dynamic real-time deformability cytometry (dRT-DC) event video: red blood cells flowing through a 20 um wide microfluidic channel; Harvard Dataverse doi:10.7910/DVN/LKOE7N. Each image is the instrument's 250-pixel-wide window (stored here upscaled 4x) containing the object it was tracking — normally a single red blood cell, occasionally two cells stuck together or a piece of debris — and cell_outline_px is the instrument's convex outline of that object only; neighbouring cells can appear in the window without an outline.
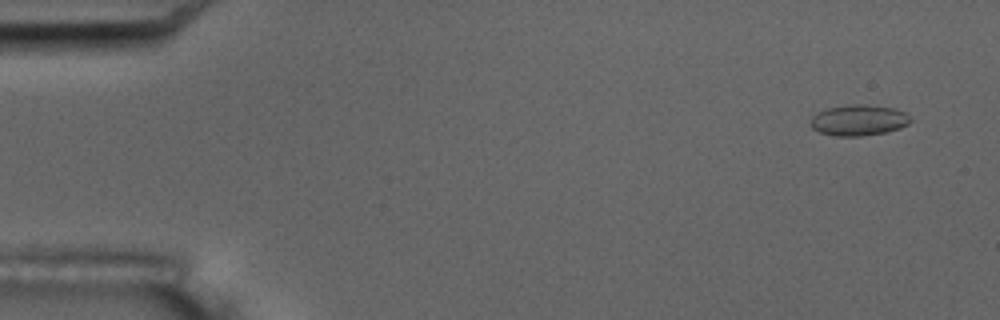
{"species": "common noctule bat (a hibernating species)", "species_latin": "Nyctalus noctula", "temperature_condition": "room temperature", "stored_images_in_passage": 6, "camera_frame_rate_fps": 3000, "um_per_image_px": 0.085, "animal": {"sex": "male", "body_mass_g": 17.5, "forearm_length_mm": 52.3}, "frame": {"image": 1, "passage_image": 2, "time_ms": 1.0, "image_size_px": [1000, 320], "cell_outline_px": [[912, 120], [908, 124], [900, 128], [884, 132], [860, 136], [836, 136], [820, 132], [812, 128], [812, 116], [816, 112], [828, 108], [848, 104], [868, 104], [896, 108], [904, 112]], "centroid_in_image_um": [73.0, 10.2], "position_along_channel_um": 12.0, "area_um2": 17.98}}